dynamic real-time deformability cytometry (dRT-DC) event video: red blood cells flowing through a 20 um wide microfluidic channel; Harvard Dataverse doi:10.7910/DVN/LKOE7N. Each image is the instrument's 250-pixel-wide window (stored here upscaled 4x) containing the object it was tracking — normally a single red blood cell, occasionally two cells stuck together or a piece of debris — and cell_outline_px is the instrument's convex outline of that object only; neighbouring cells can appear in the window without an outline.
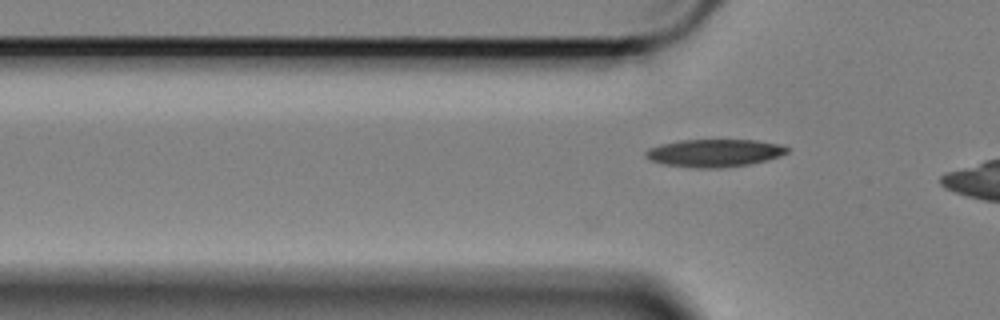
{"species": "Egyptian fruit bat (a non-hibernating species)", "species_latin": "Rousettus aegyptiacus", "temperature_condition": "cold", "stored_images_in_passage": 3, "camera_frame_rate_fps": 3000, "um_per_image_px": 0.085, "animal": {"sex": "female"}, "frame": {"image": 1, "passage_image": 3, "time_ms": 0.667, "image_size_px": [1000, 320], "cell_outline_px": [[788, 152], [780, 156], [768, 160], [748, 164], [720, 168], [692, 168], [664, 164], [652, 160], [644, 156], [644, 152], [648, 148], [660, 144], [680, 140], [756, 140], [780, 144], [788, 148]], "centroid_in_image_um": [60.71, 13.0], "position_along_channel_um": 65.1, "area_um2": 22.89}}